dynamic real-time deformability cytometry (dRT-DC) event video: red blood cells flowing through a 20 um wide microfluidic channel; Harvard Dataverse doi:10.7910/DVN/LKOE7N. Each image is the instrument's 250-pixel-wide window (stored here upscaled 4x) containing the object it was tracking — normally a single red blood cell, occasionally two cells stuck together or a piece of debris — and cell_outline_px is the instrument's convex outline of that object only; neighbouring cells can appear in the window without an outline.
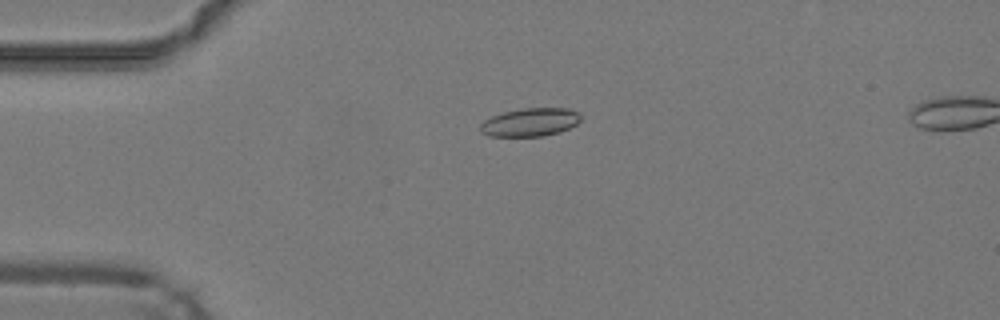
{"species": "common noctule bat (a hibernating species)", "species_latin": "Nyctalus noctula", "temperature_condition": "warm", "stored_images_in_passage": 39, "segment_of_instrument_passage": [1, 2], "camera_frame_rate_fps": 3000, "um_per_image_px": 0.085, "animal": {"sex": "male", "body_mass_g": 19.2, "forearm_length_mm": 51.8}, "frame": {"image": 1, "passage_image": 1, "time_ms": 0.0, "image_size_px": [1000, 320], "cell_outline_px": [[580, 120], [576, 124], [560, 132], [544, 136], [488, 136], [480, 132], [480, 124], [484, 120], [492, 116], [504, 112], [524, 108], [568, 108], [576, 112], [580, 116]], "centroid_in_image_um": [45.03, 10.39], "position_along_channel_um": 40.0, "area_um2": 16.47}}
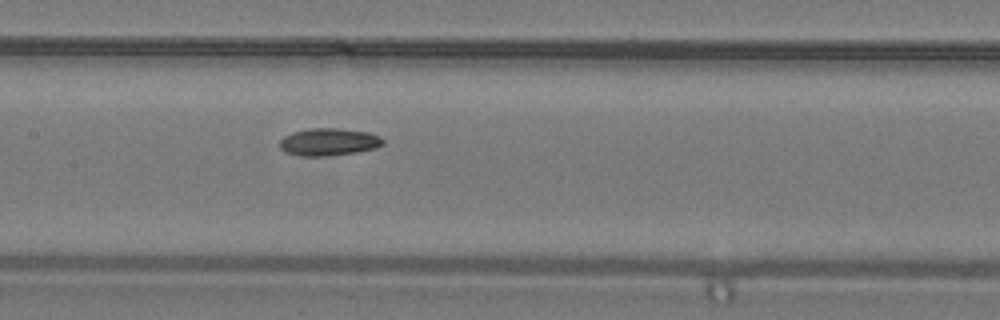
{"frame": {"image": 2, "passage_image": 13, "time_ms": 4.0, "image_size_px": [1000, 320], "cell_outline_px": [[384, 144], [376, 148], [356, 152], [324, 156], [304, 156], [284, 152], [280, 148], [280, 140], [284, 136], [292, 132], [312, 128], [340, 128], [368, 132], [380, 136], [384, 140]], "centroid_in_image_um": [27.95, 12.06], "position_along_channel_um": 179.4, "area_um2": 16.53}}
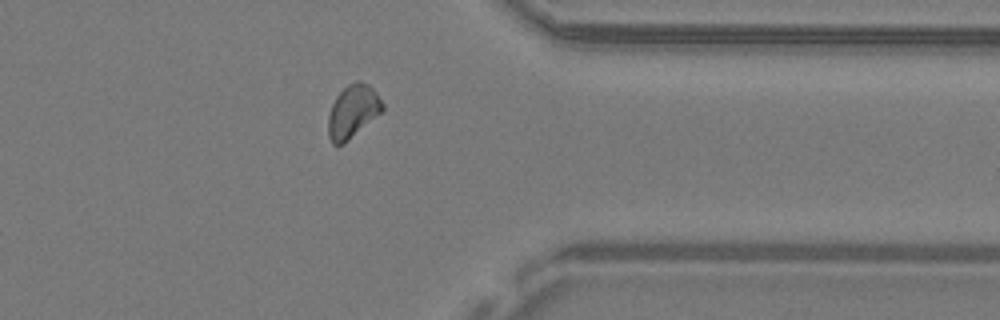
{"frame": {"image": 3, "passage_image": 28, "time_ms": 9.0, "image_size_px": [1000, 320], "cell_outline_px": [[384, 108], [380, 112], [344, 144], [332, 144], [328, 136], [328, 116], [332, 104], [336, 96], [348, 84], [356, 80], [360, 80], [368, 84], [376, 92], [384, 104]], "centroid_in_image_um": [29.97, 9.45], "position_along_channel_um": 381.4, "area_um2": 16.59}}